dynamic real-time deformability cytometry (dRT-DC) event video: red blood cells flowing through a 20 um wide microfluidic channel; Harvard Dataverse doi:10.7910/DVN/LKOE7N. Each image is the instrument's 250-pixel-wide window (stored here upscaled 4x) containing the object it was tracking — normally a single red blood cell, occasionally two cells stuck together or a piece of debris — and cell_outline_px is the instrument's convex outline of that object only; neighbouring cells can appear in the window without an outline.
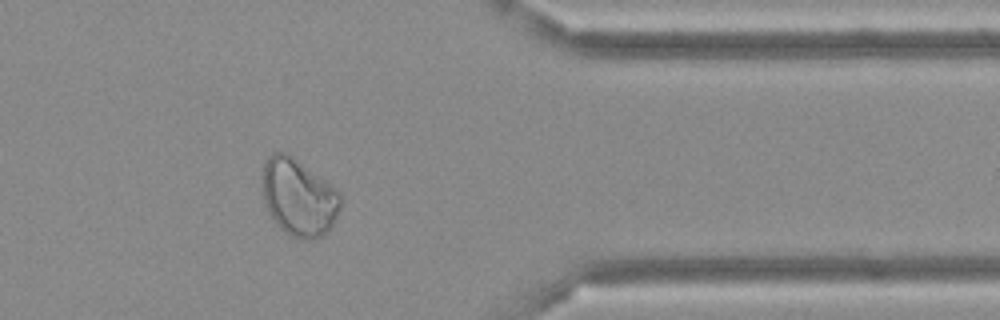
{"species": "Egyptian fruit bat (a non-hibernating species)", "species_latin": "Rousettus aegyptiacus", "temperature_condition": "cold", "stored_images_in_passage": 48, "camera_frame_rate_fps": 3000, "um_per_image_px": 0.085, "frame": {"image": 1, "passage_image": 39, "time_ms": 12.667, "image_size_px": [1000, 320], "cell_outline_px": [[340, 208], [328, 232], [312, 240], [304, 240], [292, 236], [284, 232], [272, 220], [264, 204], [260, 188], [260, 172], [268, 156], [272, 152], [288, 152], [336, 188], [340, 192]], "centroid_in_image_um": [25.32, 16.75], "position_along_channel_um": 386.1, "area_um2": 35.95}}
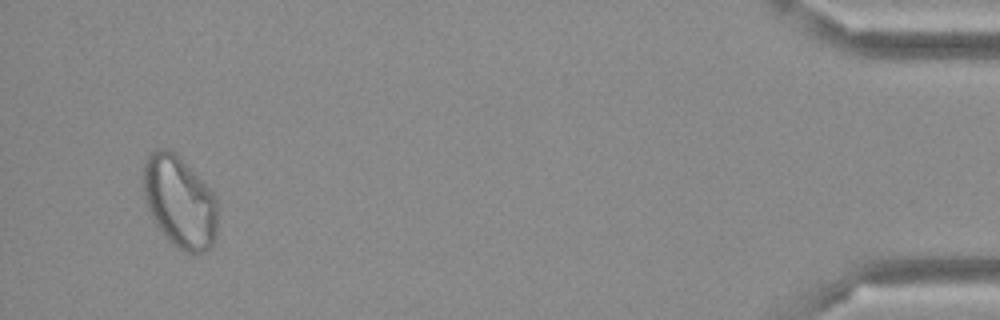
{"frame": {"image": 2, "passage_image": 46, "time_ms": 15.0, "image_size_px": [1000, 320], "cell_outline_px": [[216, 240], [212, 248], [204, 252], [184, 252], [176, 248], [164, 236], [152, 220], [144, 196], [144, 160], [156, 148], [168, 148], [180, 156], [216, 196]], "centroid_in_image_um": [15.27, 17.17], "position_along_channel_um": 419.9, "area_um2": 40.0}}